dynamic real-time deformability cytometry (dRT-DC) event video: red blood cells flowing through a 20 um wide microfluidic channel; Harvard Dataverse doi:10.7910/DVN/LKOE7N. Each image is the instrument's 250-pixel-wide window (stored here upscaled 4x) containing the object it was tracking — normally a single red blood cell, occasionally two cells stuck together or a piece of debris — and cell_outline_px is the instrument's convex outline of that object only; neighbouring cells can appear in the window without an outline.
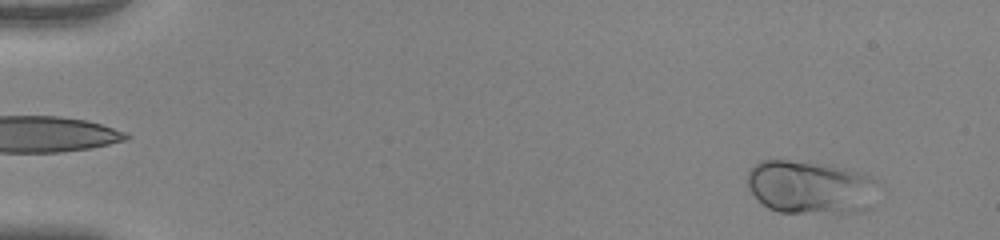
{"species": "human", "species_latin": "Homo sapiens", "temperature_condition": "warm", "stored_images_in_passage": 53, "camera_frame_rate_fps": 3000, "um_per_image_px": 0.085, "donor": {"sex": "female"}, "frame": {"image": 1, "passage_image": 4, "time_ms": 1.0, "image_size_px": [1000, 240], "cell_outline_px": [[876, 180], [872, 208], [864, 212], [780, 212], [768, 208], [748, 188], [748, 168], [760, 160], [788, 160], [832, 164], [864, 172], [872, 176]], "centroid_in_image_um": [68.92, 15.89], "position_along_channel_um": 16.1, "area_um2": 41.1}}
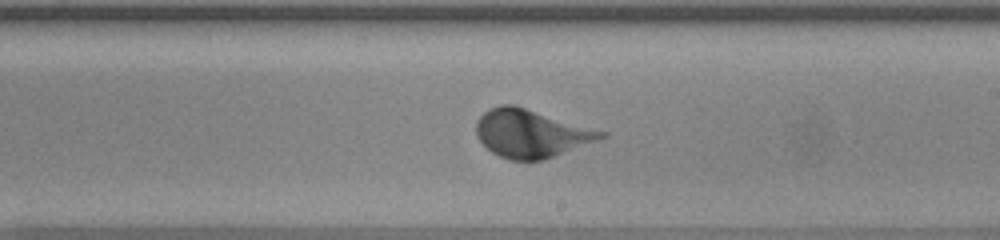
{"frame": {"image": 2, "passage_image": 32, "time_ms": 10.333, "image_size_px": [1000, 240], "cell_outline_px": [[608, 136], [544, 160], [512, 160], [500, 156], [492, 152], [476, 136], [476, 120], [488, 108], [500, 104], [512, 104], [608, 132]], "centroid_in_image_um": [45.13, 11.33], "position_along_channel_um": 243.9, "area_um2": 34.74}}
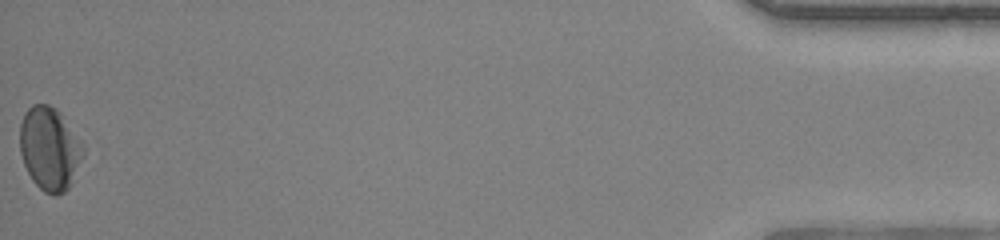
{"frame": {"image": 3, "passage_image": 53, "time_ms": 17.333, "image_size_px": [1000, 240], "cell_outline_px": [[84, 152], [72, 184], [64, 192], [56, 196], [52, 196], [44, 192], [32, 180], [24, 164], [20, 152], [20, 124], [24, 112], [32, 104], [48, 104], [56, 108], [60, 112], [84, 144]], "centroid_in_image_um": [4.22, 12.63], "position_along_channel_um": 431.0, "area_um2": 30.98}, "authors_computed_cell_mechanics": {"area_um2": 34.2754, "velocity_mm_per_s": 3.9047, "shape_relaxation_time_tau1_ms": 3.5146, "shape_relaxation_time_tau2_ms": null, "deformation_change_tau1": 0.1479, "deformation_change_tau2": null}}